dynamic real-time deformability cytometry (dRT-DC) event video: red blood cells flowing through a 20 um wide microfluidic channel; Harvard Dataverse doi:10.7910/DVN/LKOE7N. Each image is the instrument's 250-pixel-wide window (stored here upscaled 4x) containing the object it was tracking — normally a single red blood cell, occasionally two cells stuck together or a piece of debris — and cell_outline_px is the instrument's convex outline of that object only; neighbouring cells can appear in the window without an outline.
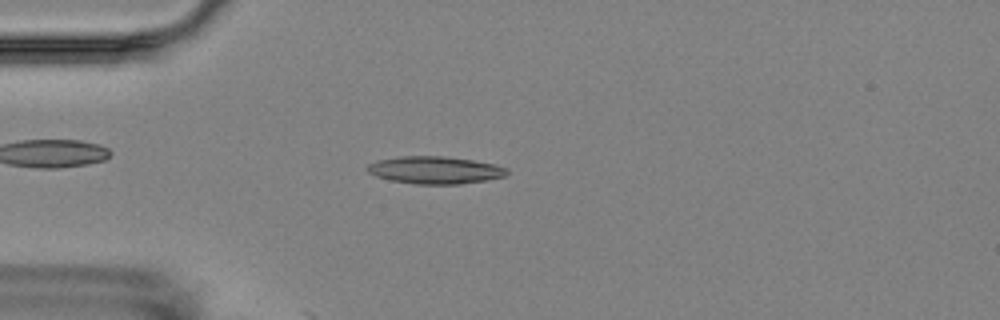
{"species": "Egyptian fruit bat (a non-hibernating species)", "species_latin": "Rousettus aegyptiacus", "temperature_condition": "room temperature", "stored_images_in_passage": 4, "camera_frame_rate_fps": 3000, "um_per_image_px": 0.085, "animal": {"sex": "female"}, "frame": {"image": 1, "passage_image": 4, "time_ms": 3.333, "image_size_px": [1000, 320], "cell_outline_px": [[508, 172], [504, 176], [484, 180], [460, 184], [416, 184], [392, 180], [376, 176], [368, 172], [364, 168], [368, 164], [376, 160], [400, 156], [444, 156], [472, 160], [496, 164], [508, 168]], "centroid_in_image_um": [36.95, 14.44], "position_along_channel_um": 48.1, "area_um2": 22.31}}